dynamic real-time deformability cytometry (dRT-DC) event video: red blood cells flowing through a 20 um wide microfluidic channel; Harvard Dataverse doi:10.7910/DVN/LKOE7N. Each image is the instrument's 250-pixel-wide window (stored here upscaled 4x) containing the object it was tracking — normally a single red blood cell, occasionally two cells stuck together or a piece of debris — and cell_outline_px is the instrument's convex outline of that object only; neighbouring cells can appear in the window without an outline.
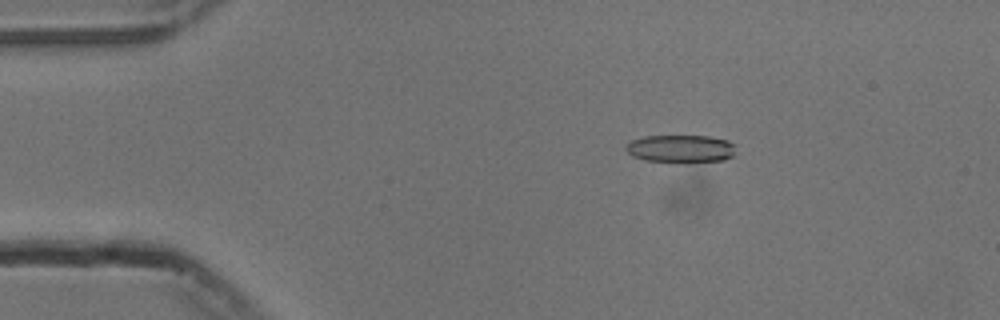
{"species": "common noctule bat (a hibernating species)", "species_latin": "Nyctalus noctula", "temperature_condition": "cold", "stored_images_in_passage": 55, "camera_frame_rate_fps": 3000, "um_per_image_px": 0.085, "animal": {"sex": "male", "body_mass_g": 13.3}, "frame": {"image": 1, "passage_image": 10, "time_ms": 3.0, "image_size_px": [1000, 320], "cell_outline_px": [[736, 156], [724, 160], [688, 164], [644, 160], [632, 156], [624, 148], [632, 140], [644, 136], [708, 136], [728, 140], [736, 144]], "centroid_in_image_um": [57.94, 12.67], "position_along_channel_um": 27.1, "area_um2": 18.5}}
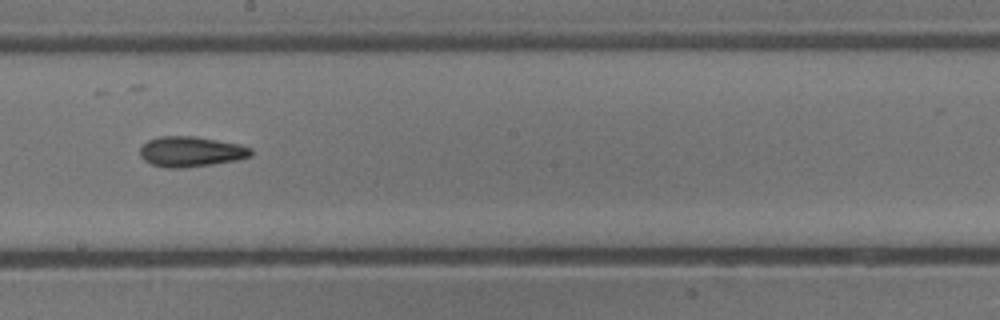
{"frame": {"image": 2, "passage_image": 31, "time_ms": 10.0, "image_size_px": [1000, 320], "cell_outline_px": [[252, 156], [236, 160], [212, 164], [184, 168], [168, 168], [152, 164], [144, 160], [140, 156], [140, 148], [148, 140], [156, 136], [196, 136], [240, 144], [252, 148]], "centroid_in_image_um": [16.23, 12.88], "position_along_channel_um": 232.0, "area_um2": 19.71}}
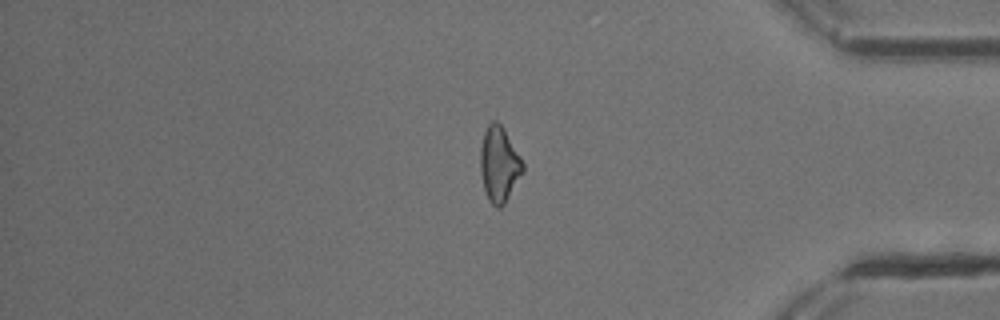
{"frame": {"image": 3, "passage_image": 46, "time_ms": 15.0, "image_size_px": [1000, 320], "cell_outline_px": [[524, 172], [504, 204], [500, 208], [496, 208], [488, 200], [484, 188], [480, 172], [480, 148], [484, 132], [488, 124], [492, 120], [496, 120], [504, 128], [520, 156], [524, 164]], "centroid_in_image_um": [42.43, 13.96], "position_along_channel_um": 392.8, "area_um2": 18.79}, "authors_computed_cell_mechanics": {"area_um2": 18.7272, "velocity_mm_per_s": 3.7858, "shape_relaxation_time_tau1_ms": null, "shape_relaxation_time_tau2_ms": 4.3478, "deformation_change_tau1": null, "deformation_change_tau2": 0.1429}}